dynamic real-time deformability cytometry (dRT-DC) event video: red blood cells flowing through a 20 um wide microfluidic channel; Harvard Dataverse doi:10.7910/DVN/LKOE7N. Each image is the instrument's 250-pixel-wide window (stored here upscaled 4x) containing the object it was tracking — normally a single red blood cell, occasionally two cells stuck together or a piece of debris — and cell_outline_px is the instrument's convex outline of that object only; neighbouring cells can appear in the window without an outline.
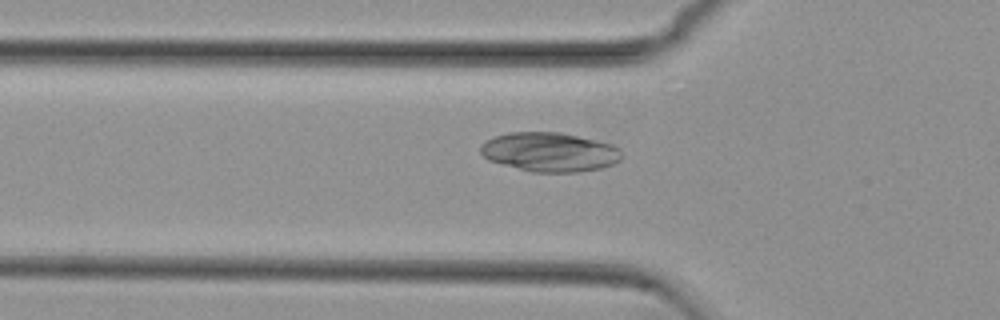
{"species": "common noctule bat (a hibernating species)", "species_latin": "Nyctalus noctula", "temperature_condition": "cold", "stored_images_in_passage": 33, "camera_frame_rate_fps": 3000, "um_per_image_px": 0.085, "animal": {"sex": "female", "body_mass_g": 29.2, "forearm_length_mm": 56.3}, "frame": {"image": 1, "passage_image": 6, "time_ms": 1.667, "image_size_px": [1000, 320], "cell_outline_px": [[624, 156], [620, 160], [612, 164], [600, 168], [580, 172], [532, 172], [488, 160], [480, 152], [480, 144], [496, 136], [508, 132], [560, 132], [596, 140], [612, 144], [620, 148]], "centroid_in_image_um": [46.75, 12.92], "position_along_channel_um": 79.1, "area_um2": 32.31}}
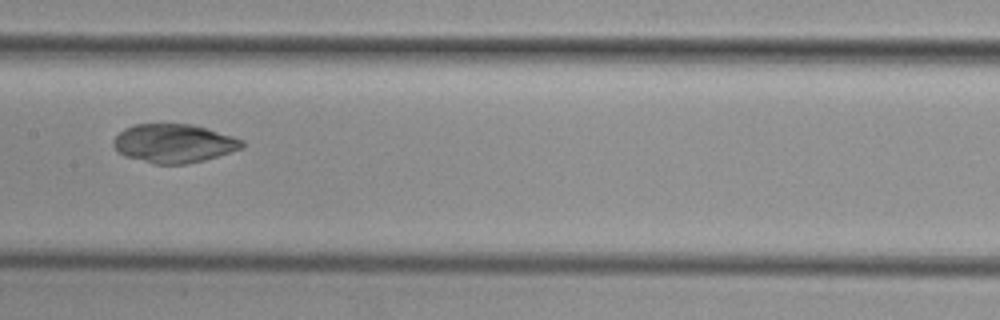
{"frame": {"image": 2, "passage_image": 15, "time_ms": 4.667, "image_size_px": [1000, 320], "cell_outline_px": [[244, 148], [204, 160], [184, 164], [152, 164], [124, 156], [116, 152], [112, 144], [112, 140], [124, 128], [132, 124], [192, 124], [208, 128], [244, 140]], "centroid_in_image_um": [14.75, 12.19], "position_along_channel_um": 192.7, "area_um2": 29.3}}
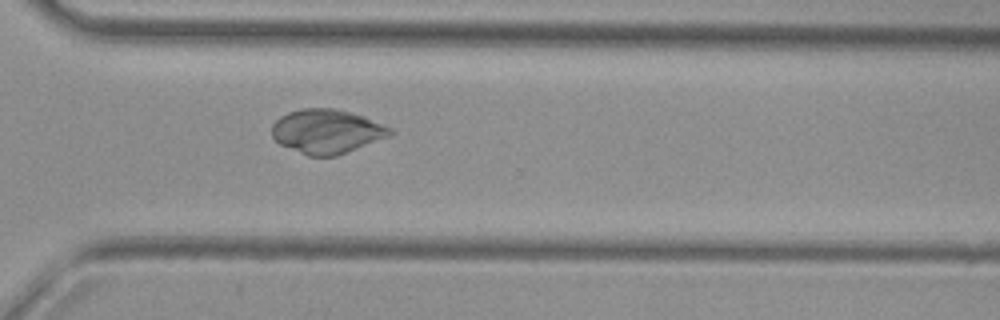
{"frame": {"image": 3, "passage_image": 27, "time_ms": 8.667, "image_size_px": [1000, 320], "cell_outline_px": [[396, 132], [392, 136], [336, 156], [308, 156], [280, 144], [272, 136], [272, 124], [280, 116], [288, 112], [300, 108], [336, 108], [352, 112], [364, 116], [392, 128]], "centroid_in_image_um": [27.81, 11.16], "position_along_channel_um": 342.8, "area_um2": 30.75}}